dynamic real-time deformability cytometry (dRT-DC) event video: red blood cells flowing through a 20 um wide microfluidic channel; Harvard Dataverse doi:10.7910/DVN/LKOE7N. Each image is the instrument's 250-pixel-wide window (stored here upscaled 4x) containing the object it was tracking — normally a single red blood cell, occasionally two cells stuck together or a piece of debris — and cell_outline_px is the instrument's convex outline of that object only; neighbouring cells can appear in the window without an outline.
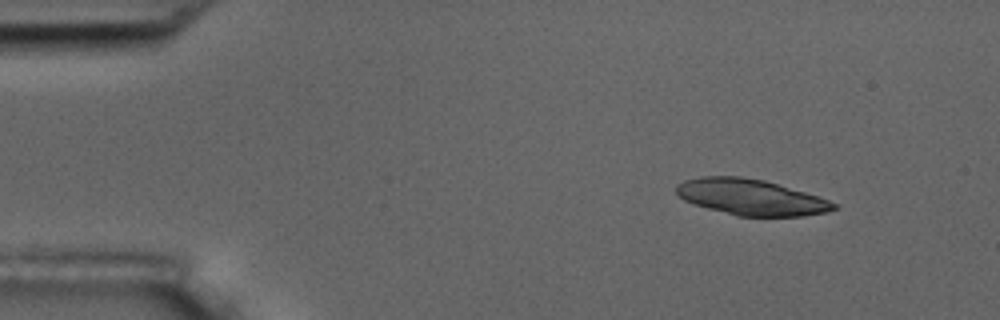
{"species": "common noctule bat (a hibernating species)", "species_latin": "Nyctalus noctula", "temperature_condition": "room temperature", "stored_images_in_passage": 5, "camera_frame_rate_fps": 3000, "um_per_image_px": 0.085, "animal": {"sex": "male", "body_mass_g": 17.5, "forearm_length_mm": 52.3}, "frame": {"image": 1, "passage_image": 1, "time_ms": 0.0, "image_size_px": [1000, 320], "cell_outline_px": [[840, 208], [828, 212], [804, 216], [736, 216], [708, 208], [684, 200], [676, 192], [676, 184], [684, 180], [700, 176], [740, 176], [764, 180], [804, 192], [840, 204]], "centroid_in_image_um": [63.85, 16.76], "position_along_channel_um": 21.1, "area_um2": 32.95}}